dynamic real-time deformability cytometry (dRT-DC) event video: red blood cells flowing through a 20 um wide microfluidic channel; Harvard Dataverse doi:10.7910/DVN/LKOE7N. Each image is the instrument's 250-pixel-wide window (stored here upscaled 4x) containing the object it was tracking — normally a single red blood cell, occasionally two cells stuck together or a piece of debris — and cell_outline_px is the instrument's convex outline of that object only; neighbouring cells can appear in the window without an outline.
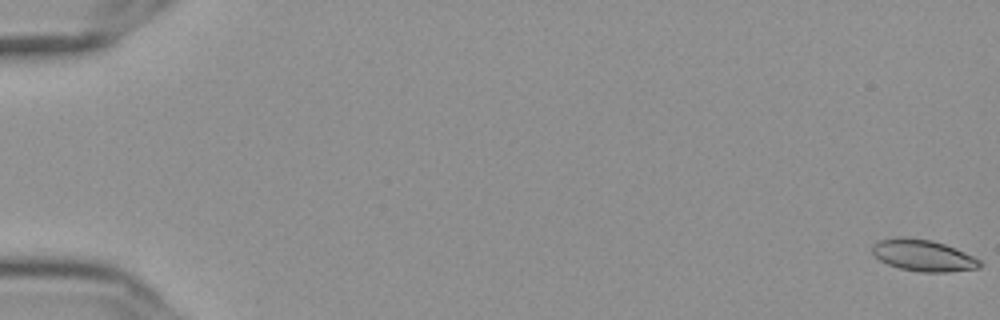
{"species": "Egyptian fruit bat (a non-hibernating species)", "species_latin": "Rousettus aegyptiacus", "temperature_condition": "cold", "stored_images_in_passage": 58, "camera_frame_rate_fps": 3000, "um_per_image_px": 0.085, "frame": {"image": 1, "passage_image": 1, "time_ms": 0.0, "image_size_px": [1000, 320], "cell_outline_px": [[980, 268], [948, 272], [920, 272], [900, 268], [888, 264], [880, 260], [872, 252], [872, 244], [880, 240], [896, 236], [904, 236], [932, 240], [944, 244], [964, 252], [980, 260]], "centroid_in_image_um": [78.44, 21.7], "position_along_channel_um": 6.6, "area_um2": 19.77}}
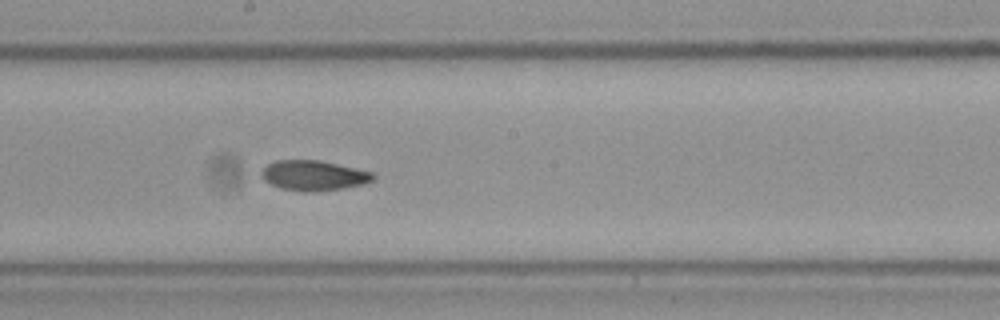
{"frame": {"image": 2, "passage_image": 33, "time_ms": 10.667, "image_size_px": [1000, 320], "cell_outline_px": [[376, 176], [372, 180], [364, 184], [344, 188], [312, 192], [304, 192], [280, 188], [264, 180], [260, 176], [260, 172], [268, 164], [276, 160], [320, 160], [356, 168], [372, 172]], "centroid_in_image_um": [26.65, 14.92], "position_along_channel_um": 221.5, "area_um2": 19.65}}
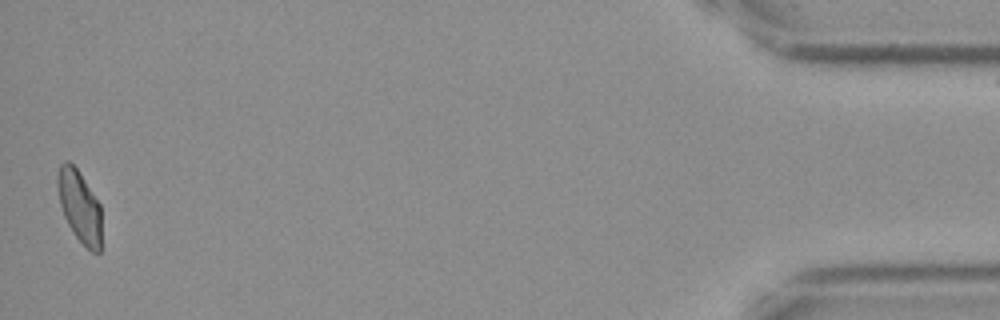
{"frame": {"image": 3, "passage_image": 57, "time_ms": 18.667, "image_size_px": [1000, 320], "cell_outline_px": [[100, 252], [92, 252], [76, 236], [68, 224], [64, 216], [60, 204], [56, 184], [56, 180], [60, 164], [64, 160], [68, 160], [76, 168], [100, 204]], "centroid_in_image_um": [6.73, 17.5], "position_along_channel_um": 428.5, "area_um2": 18.09}}